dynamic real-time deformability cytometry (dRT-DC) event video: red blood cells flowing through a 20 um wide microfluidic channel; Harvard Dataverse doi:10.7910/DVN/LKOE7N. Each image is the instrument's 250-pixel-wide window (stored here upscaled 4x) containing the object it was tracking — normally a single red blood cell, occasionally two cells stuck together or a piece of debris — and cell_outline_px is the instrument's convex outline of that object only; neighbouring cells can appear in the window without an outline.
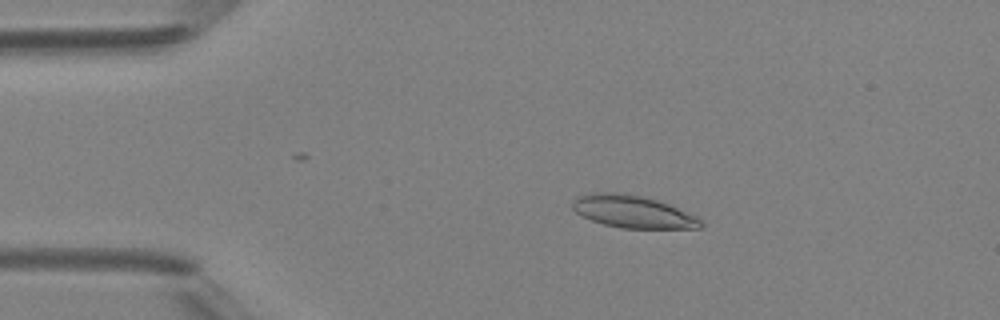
{"species": "Egyptian fruit bat (a non-hibernating species)", "species_latin": "Rousettus aegyptiacus", "temperature_condition": "room temperature", "stored_images_in_passage": 3, "camera_frame_rate_fps": 3000, "um_per_image_px": 0.085, "animal": {"sex": "female"}, "frame": {"image": 1, "passage_image": 2, "time_ms": 2.0, "image_size_px": [1000, 320], "cell_outline_px": [[704, 224], [700, 228], [620, 228], [604, 224], [592, 220], [576, 212], [572, 208], [572, 200], [576, 196], [592, 192], [612, 192], [644, 196], [668, 204], [696, 216]], "centroid_in_image_um": [53.76, 17.98], "position_along_channel_um": 31.2, "area_um2": 24.1}}